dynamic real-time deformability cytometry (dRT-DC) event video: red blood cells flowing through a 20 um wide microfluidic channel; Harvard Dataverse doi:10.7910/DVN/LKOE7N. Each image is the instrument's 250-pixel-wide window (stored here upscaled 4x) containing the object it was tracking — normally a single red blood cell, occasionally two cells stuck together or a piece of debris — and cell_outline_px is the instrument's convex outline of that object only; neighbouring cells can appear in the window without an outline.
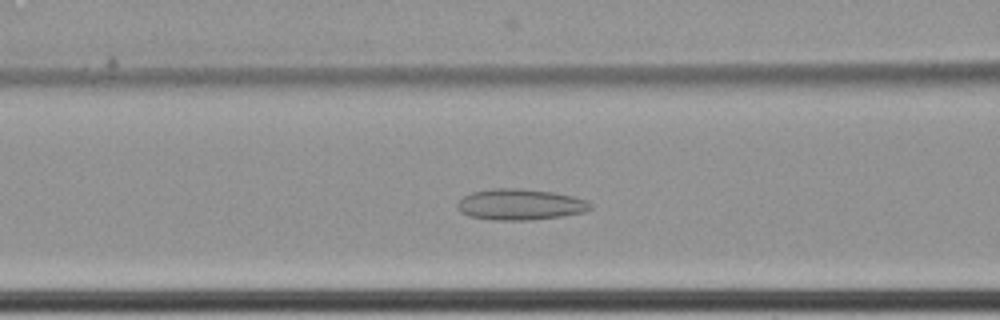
{"species": "common noctule bat (a hibernating species)", "species_latin": "Nyctalus noctula", "temperature_condition": "cold", "stored_images_in_passage": 31, "camera_frame_rate_fps": 3000, "um_per_image_px": 0.085, "animal": {"sex": "female", "body_mass_g": 22.7, "forearm_length_mm": 54.2}, "frame": {"image": 1, "passage_image": 7, "time_ms": 2.0, "image_size_px": [1000, 320], "cell_outline_px": [[592, 208], [584, 212], [560, 216], [532, 220], [496, 220], [468, 216], [460, 212], [456, 208], [456, 204], [464, 196], [472, 192], [496, 188], [516, 188], [552, 192], [572, 196], [588, 200], [592, 204]], "centroid_in_image_um": [44.2, 17.38], "position_along_channel_um": 122.4, "area_um2": 24.04}}
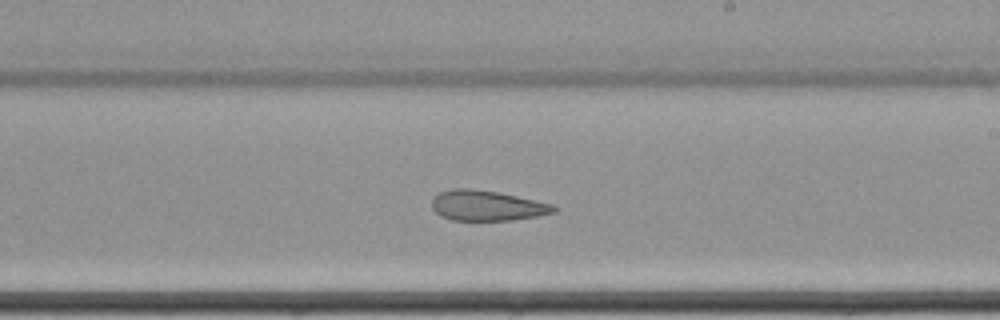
{"frame": {"image": 2, "passage_image": 18, "time_ms": 5.667, "image_size_px": [1000, 320], "cell_outline_px": [[556, 212], [536, 216], [512, 220], [452, 220], [440, 216], [432, 208], [432, 200], [440, 192], [452, 188], [472, 188], [496, 192], [516, 196], [552, 204], [556, 208]], "centroid_in_image_um": [41.36, 17.48], "position_along_channel_um": 247.6, "area_um2": 21.33}}
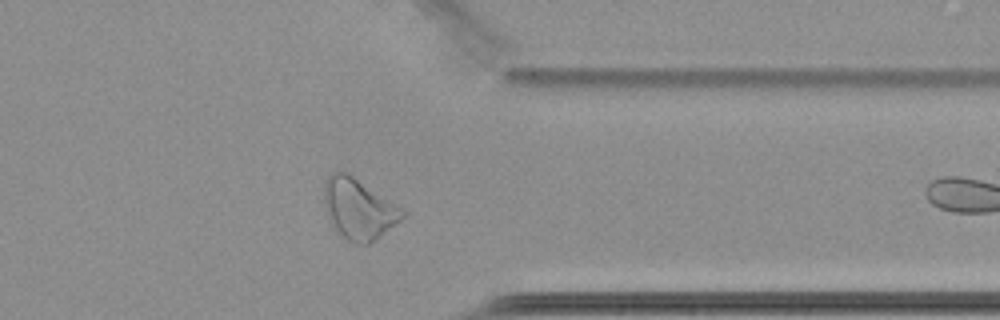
{"frame": {"image": 3, "passage_image": 30, "time_ms": 9.667, "image_size_px": [1000, 320], "cell_outline_px": [[408, 216], [368, 244], [352, 244], [332, 228], [328, 220], [324, 208], [324, 184], [328, 176], [332, 172], [348, 172], [408, 212]], "centroid_in_image_um": [30.48, 17.77], "position_along_channel_um": 380.9, "area_um2": 28.09}}